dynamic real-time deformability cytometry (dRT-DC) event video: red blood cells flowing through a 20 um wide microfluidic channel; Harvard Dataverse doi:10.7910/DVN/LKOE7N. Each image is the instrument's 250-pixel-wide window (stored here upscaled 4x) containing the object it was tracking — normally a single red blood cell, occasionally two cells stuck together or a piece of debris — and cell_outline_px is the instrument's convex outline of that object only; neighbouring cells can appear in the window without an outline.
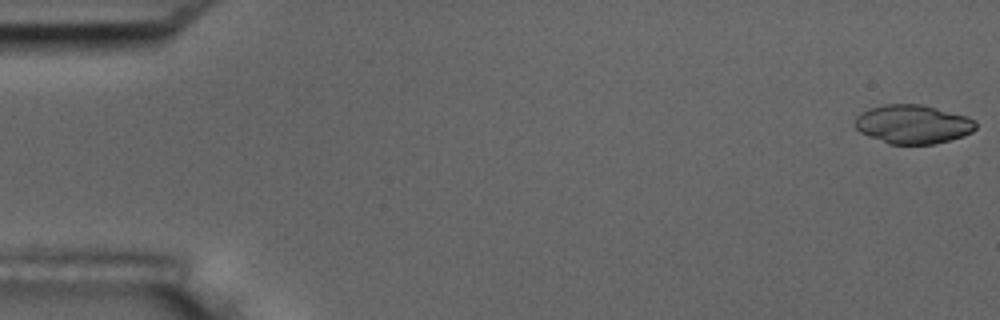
{"species": "common noctule bat (a hibernating species)", "species_latin": "Nyctalus noctula", "temperature_condition": "room temperature", "stored_images_in_passage": 34, "camera_frame_rate_fps": 3000, "um_per_image_px": 0.085, "animal": {"sex": "male", "body_mass_g": 17.5, "forearm_length_mm": 52.3}, "frame": {"image": 1, "passage_image": 1, "time_ms": 0.0, "image_size_px": [1000, 320], "cell_outline_px": [[976, 128], [972, 132], [964, 136], [932, 144], [888, 144], [868, 136], [860, 132], [856, 128], [856, 116], [868, 108], [884, 104], [924, 104], [968, 116], [976, 120]], "centroid_in_image_um": [77.62, 10.55], "position_along_channel_um": 7.4, "area_um2": 27.57}}
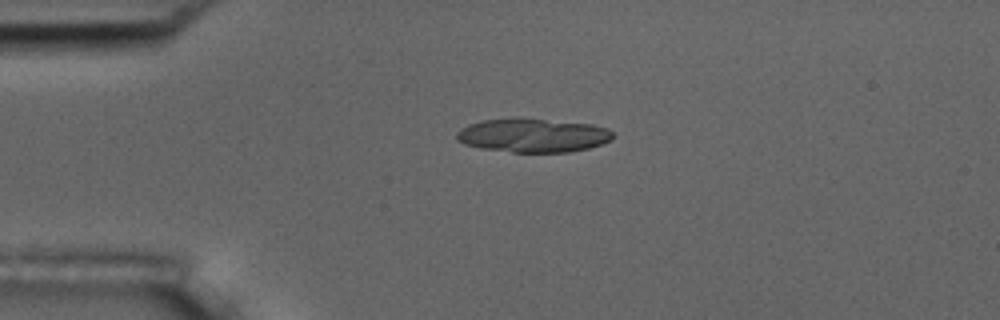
{"frame": {"image": 2, "passage_image": 13, "time_ms": 4.0, "image_size_px": [1000, 320], "cell_outline_px": [[612, 140], [588, 148], [568, 152], [512, 152], [480, 148], [464, 144], [456, 140], [456, 132], [460, 128], [468, 124], [480, 120], [516, 116], [520, 116], [592, 124], [608, 128], [612, 132]], "centroid_in_image_um": [45.24, 11.47], "position_along_channel_um": 39.8, "area_um2": 31.5}}